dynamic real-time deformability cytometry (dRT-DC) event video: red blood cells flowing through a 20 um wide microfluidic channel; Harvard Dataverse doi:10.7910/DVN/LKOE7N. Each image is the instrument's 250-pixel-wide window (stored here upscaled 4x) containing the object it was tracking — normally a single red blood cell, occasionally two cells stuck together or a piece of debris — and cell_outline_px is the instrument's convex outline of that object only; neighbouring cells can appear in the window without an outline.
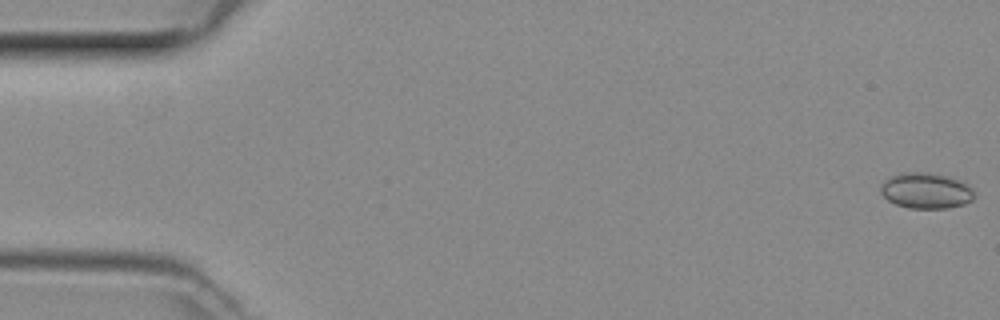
{"species": "common noctule bat (a hibernating species)", "species_latin": "Nyctalus noctula", "temperature_condition": "room temperature", "stored_images_in_passage": 49, "camera_frame_rate_fps": 3000, "um_per_image_px": 0.085, "animal": {"sex": "female", "body_mass_g": 29.2, "forearm_length_mm": 56.3}, "frame": {"image": 1, "passage_image": 1, "time_ms": 0.0, "image_size_px": [1000, 320], "cell_outline_px": [[972, 200], [964, 204], [944, 208], [908, 208], [896, 204], [888, 200], [880, 192], [880, 184], [884, 180], [892, 176], [904, 172], [928, 172], [948, 176], [960, 180], [968, 184], [972, 188]], "centroid_in_image_um": [78.68, 16.19], "position_along_channel_um": 6.3, "area_um2": 19.48}}
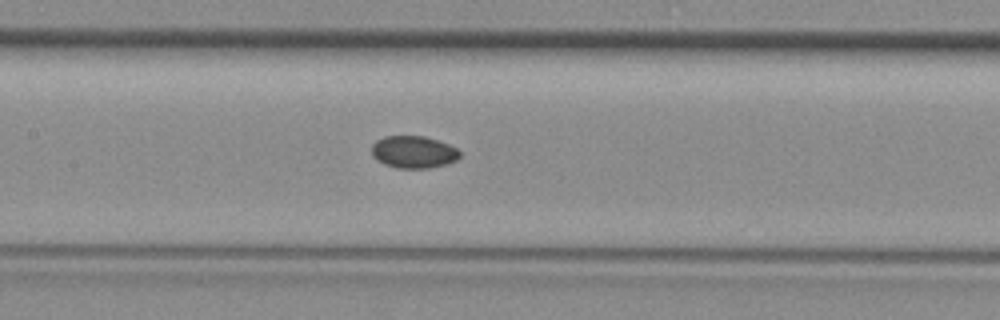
{"frame": {"image": 2, "passage_image": 23, "time_ms": 7.333, "image_size_px": [1000, 320], "cell_outline_px": [[460, 156], [456, 160], [448, 164], [428, 168], [396, 168], [384, 164], [376, 160], [372, 156], [372, 144], [376, 140], [384, 136], [424, 136], [448, 144], [456, 148], [460, 152]], "centroid_in_image_um": [35.13, 12.93], "position_along_channel_um": 172.3, "area_um2": 16.65}}
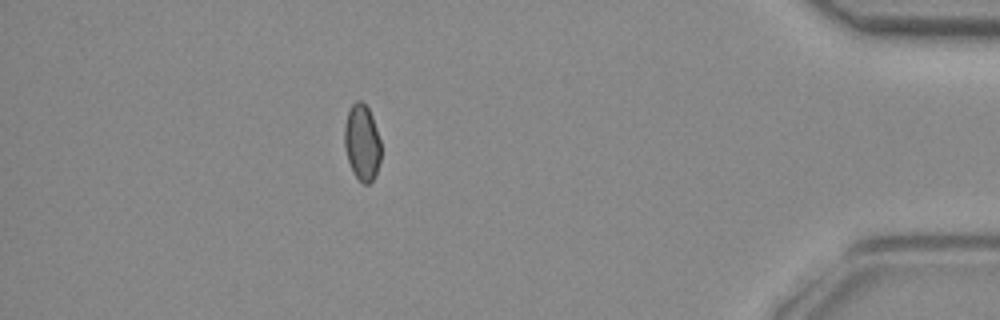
{"frame": {"image": 3, "passage_image": 43, "time_ms": 14.0, "image_size_px": [1000, 320], "cell_outline_px": [[380, 160], [376, 176], [368, 184], [364, 184], [352, 172], [348, 160], [344, 144], [344, 128], [348, 112], [352, 104], [356, 100], [360, 100], [368, 108], [372, 116], [380, 140]], "centroid_in_image_um": [30.77, 12.12], "position_along_channel_um": 404.4, "area_um2": 16.13}}